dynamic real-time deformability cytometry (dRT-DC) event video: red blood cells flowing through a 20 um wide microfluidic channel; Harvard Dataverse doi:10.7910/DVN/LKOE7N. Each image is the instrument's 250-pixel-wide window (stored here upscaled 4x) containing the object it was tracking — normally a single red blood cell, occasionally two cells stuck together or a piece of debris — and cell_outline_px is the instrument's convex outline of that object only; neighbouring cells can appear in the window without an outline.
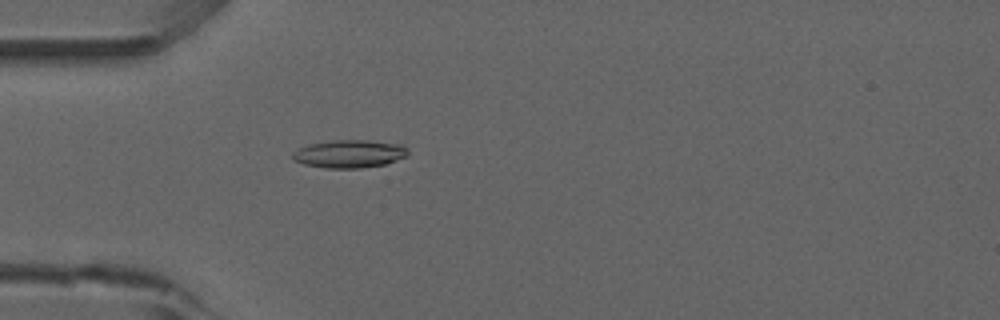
{"species": "common noctule bat (a hibernating species)", "species_latin": "Nyctalus noctula", "temperature_condition": "room temperature", "stored_images_in_passage": 53, "camera_frame_rate_fps": 3000, "um_per_image_px": 0.085, "animal": {"sex": "male", "forearm_length_mm": 52.5}, "frame": {"image": 1, "passage_image": 16, "time_ms": 5.0, "image_size_px": [1000, 320], "cell_outline_px": [[408, 156], [384, 164], [360, 168], [324, 168], [304, 164], [292, 160], [292, 152], [300, 148], [312, 144], [332, 140], [364, 140], [400, 144], [408, 148]], "centroid_in_image_um": [29.7, 13.08], "position_along_channel_um": 55.3, "area_um2": 18.67}}
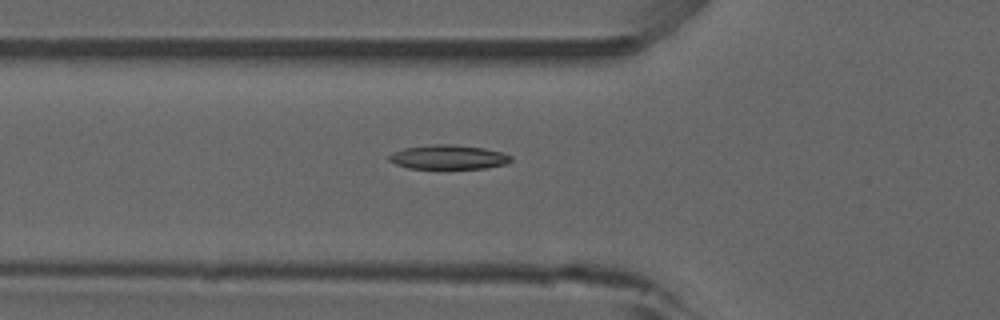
{"frame": {"image": 2, "passage_image": 19, "time_ms": 6.0, "image_size_px": [1000, 320], "cell_outline_px": [[512, 160], [508, 164], [484, 168], [408, 168], [396, 164], [388, 160], [388, 156], [392, 152], [404, 148], [432, 144], [448, 144], [484, 148], [500, 152], [512, 156]], "centroid_in_image_um": [38.1, 13.35], "position_along_channel_um": 87.7, "area_um2": 17.17}}
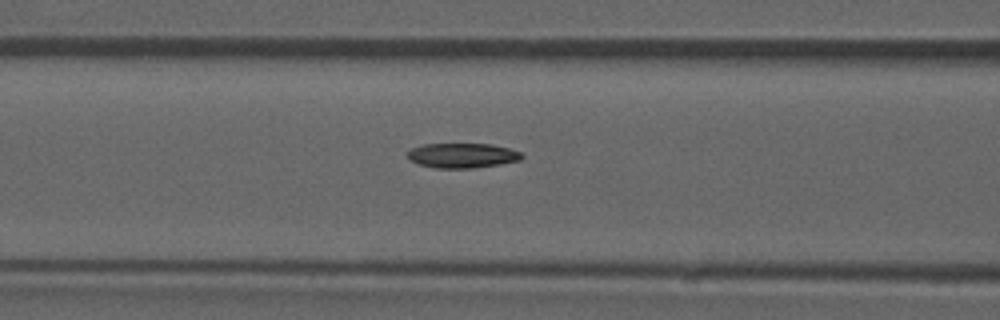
{"frame": {"image": 3, "passage_image": 22, "time_ms": 7.0, "image_size_px": [1000, 320], "cell_outline_px": [[524, 156], [520, 160], [500, 164], [472, 168], [436, 168], [416, 164], [408, 160], [408, 152], [412, 148], [424, 144], [492, 144], [508, 148], [520, 152]], "centroid_in_image_um": [39.27, 13.22], "position_along_channel_um": 127.3, "area_um2": 16.53}}